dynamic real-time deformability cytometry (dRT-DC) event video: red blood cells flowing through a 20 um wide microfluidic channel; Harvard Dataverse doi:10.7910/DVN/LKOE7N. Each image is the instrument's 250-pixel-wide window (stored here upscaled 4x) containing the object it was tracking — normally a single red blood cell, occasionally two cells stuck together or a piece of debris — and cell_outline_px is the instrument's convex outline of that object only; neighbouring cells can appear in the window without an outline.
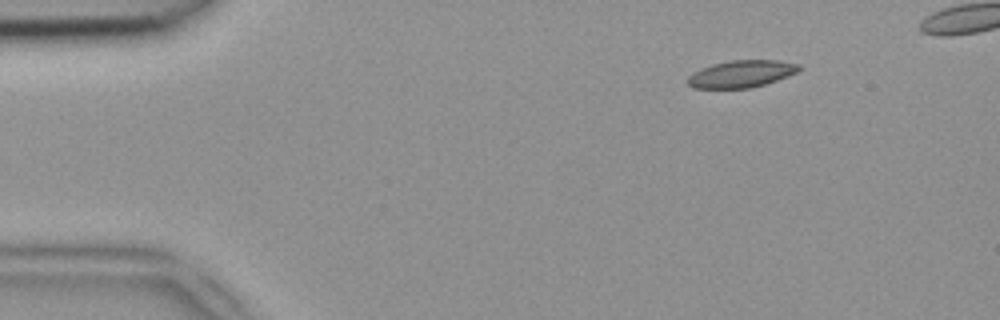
{"species": "common noctule bat (a hibernating species)", "species_latin": "Nyctalus noctula", "temperature_condition": "room temperature", "stored_images_in_passage": 41, "camera_frame_rate_fps": 3000, "um_per_image_px": 0.085, "animal": {"sex": "female", "body_mass_g": 18.4}, "frame": {"image": 1, "passage_image": 1, "time_ms": 0.0, "image_size_px": [1000, 320], "cell_outline_px": [[804, 68], [788, 76], [752, 88], [692, 88], [688, 84], [688, 76], [692, 72], [700, 68], [712, 64], [732, 60], [780, 60], [800, 64]], "centroid_in_image_um": [63.03, 6.27], "position_along_channel_um": 22.0, "area_um2": 17.74}}
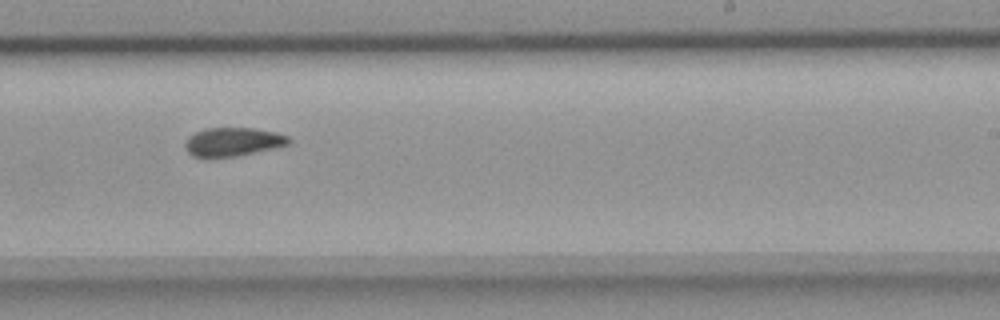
{"frame": {"image": 2, "passage_image": 25, "time_ms": 8.0, "image_size_px": [1000, 320], "cell_outline_px": [[292, 140], [288, 144], [276, 148], [236, 156], [208, 160], [204, 160], [192, 156], [184, 148], [184, 144], [188, 136], [204, 128], [252, 128], [276, 132], [288, 136]], "centroid_in_image_um": [19.73, 12.09], "position_along_channel_um": 269.3, "area_um2": 17.92}}
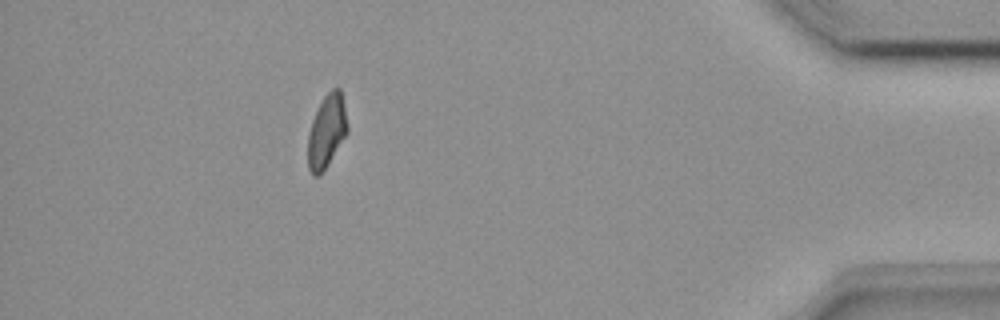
{"frame": {"image": 3, "passage_image": 39, "time_ms": 12.667, "image_size_px": [1000, 320], "cell_outline_px": [[348, 132], [328, 164], [320, 176], [312, 176], [308, 168], [308, 132], [312, 120], [324, 96], [332, 88], [340, 88], [344, 104], [348, 124]], "centroid_in_image_um": [27.77, 11.18], "position_along_channel_um": 407.4, "area_um2": 16.88}}